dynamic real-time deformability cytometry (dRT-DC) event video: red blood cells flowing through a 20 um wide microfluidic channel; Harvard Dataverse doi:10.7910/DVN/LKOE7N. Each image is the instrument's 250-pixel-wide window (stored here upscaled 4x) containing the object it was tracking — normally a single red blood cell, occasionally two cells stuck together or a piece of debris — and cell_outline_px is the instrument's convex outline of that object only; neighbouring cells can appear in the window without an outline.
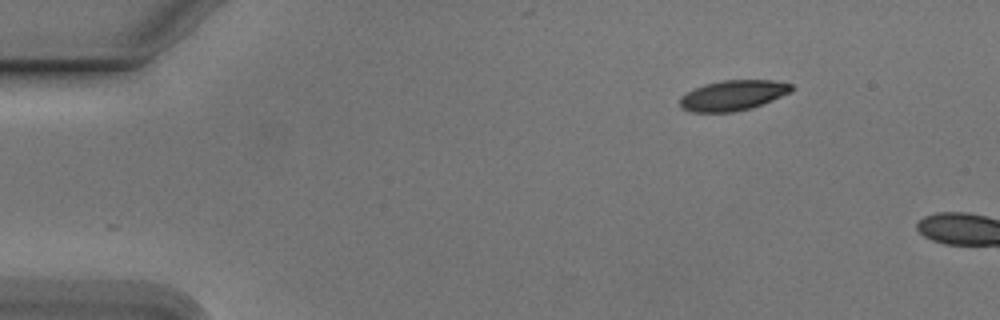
{"species": "Egyptian fruit bat (a non-hibernating species)", "species_latin": "Rousettus aegyptiacus", "temperature_condition": "cold", "stored_images_in_passage": 4, "camera_frame_rate_fps": 3000, "um_per_image_px": 0.085, "animal": {"sex": "male"}, "frame": {"image": 1, "passage_image": 1, "time_ms": 0.0, "image_size_px": [1000, 320], "cell_outline_px": [[796, 88], [792, 92], [752, 108], [732, 112], [692, 112], [680, 108], [680, 96], [704, 84], [724, 80], [772, 80], [792, 84]], "centroid_in_image_um": [62.33, 8.1], "position_along_channel_um": 22.7, "area_um2": 19.77}}